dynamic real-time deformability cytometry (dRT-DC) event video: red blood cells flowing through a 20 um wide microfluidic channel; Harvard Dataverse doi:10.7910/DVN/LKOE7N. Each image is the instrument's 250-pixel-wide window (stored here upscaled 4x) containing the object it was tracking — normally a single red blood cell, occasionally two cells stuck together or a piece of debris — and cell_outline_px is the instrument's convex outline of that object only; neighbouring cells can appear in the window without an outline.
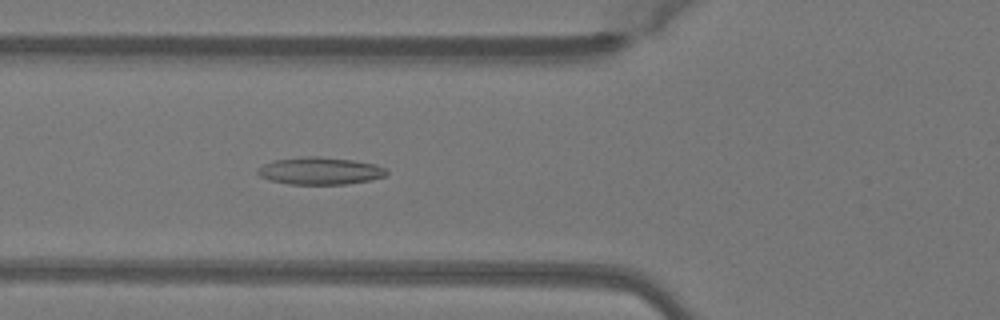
{"species": "Egyptian fruit bat (a non-hibernating species)", "species_latin": "Rousettus aegyptiacus", "temperature_condition": "warm", "stored_images_in_passage": 49, "camera_frame_rate_fps": 3000, "um_per_image_px": 0.085, "animal": {"sex": "female"}, "frame": {"image": 1, "passage_image": 18, "time_ms": 5.667, "image_size_px": [1000, 320], "cell_outline_px": [[388, 172], [384, 176], [368, 180], [344, 184], [288, 184], [272, 180], [260, 176], [256, 172], [256, 168], [264, 164], [276, 160], [304, 156], [320, 156], [352, 160], [376, 164], [388, 168]], "centroid_in_image_um": [27.21, 14.51], "position_along_channel_um": 98.6, "area_um2": 20.46}}
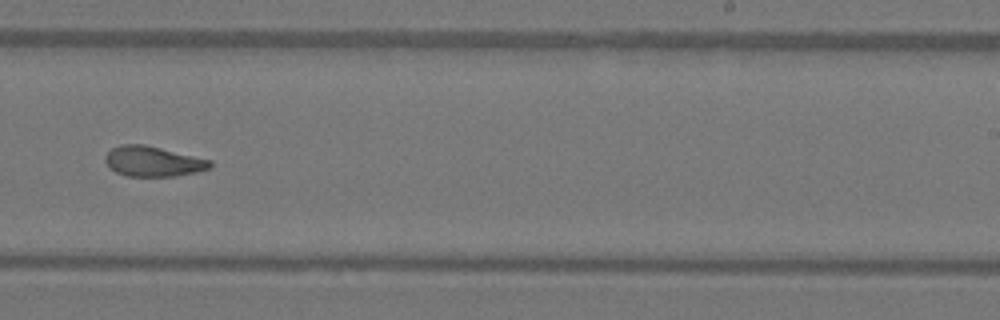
{"frame": {"image": 2, "passage_image": 31, "time_ms": 10.0, "image_size_px": [1000, 320], "cell_outline_px": [[212, 164], [208, 168], [196, 172], [176, 176], [128, 176], [116, 172], [108, 168], [104, 160], [104, 156], [112, 148], [120, 144], [144, 144], [212, 160]], "centroid_in_image_um": [12.96, 13.71], "position_along_channel_um": 276.0, "area_um2": 18.5}}
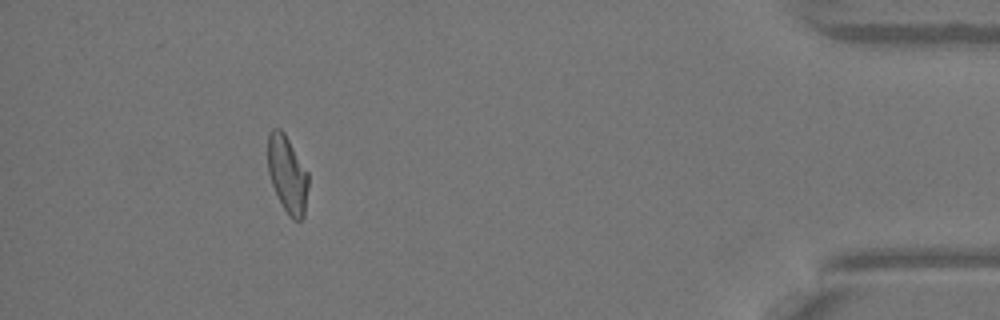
{"frame": {"image": 3, "passage_image": 45, "time_ms": 14.667, "image_size_px": [1000, 320], "cell_outline_px": [[308, 184], [304, 216], [300, 220], [292, 220], [288, 216], [272, 184], [268, 172], [268, 132], [272, 128], [280, 128], [284, 132], [308, 172]], "centroid_in_image_um": [24.42, 14.8], "position_along_channel_um": 410.8, "area_um2": 18.09}, "authors_computed_cell_mechanics": {"area_um2": 19.2474, "velocity_mm_per_s": 4.0901, "shape_relaxation_time_tau1_ms": null, "shape_relaxation_time_tau2_ms": 2.3116, "deformation_change_tau1": null, "deformation_change_tau2": 0.0907}}